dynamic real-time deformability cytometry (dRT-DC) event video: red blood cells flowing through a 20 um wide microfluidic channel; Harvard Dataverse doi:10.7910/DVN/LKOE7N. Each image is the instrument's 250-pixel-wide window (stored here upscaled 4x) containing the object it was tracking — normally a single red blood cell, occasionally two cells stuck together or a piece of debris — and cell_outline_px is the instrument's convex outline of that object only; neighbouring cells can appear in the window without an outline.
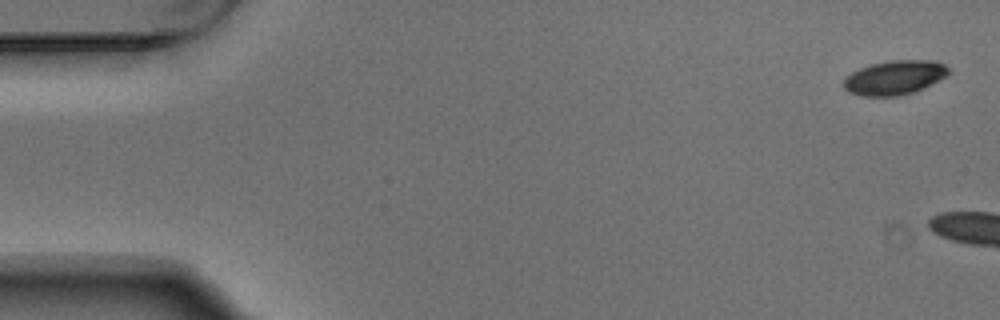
{"species": "Egyptian fruit bat (a non-hibernating species)", "species_latin": "Rousettus aegyptiacus", "temperature_condition": "warm", "stored_images_in_passage": 2, "camera_frame_rate_fps": 3000, "um_per_image_px": 0.085, "animal": {"sex": "male"}, "frame": {"image": 1, "passage_image": 1, "time_ms": 0.0, "image_size_px": [1000, 320], "cell_outline_px": [[948, 72], [944, 76], [912, 92], [900, 96], [860, 96], [848, 92], [844, 88], [844, 80], [852, 72], [860, 68], [872, 64], [892, 60], [932, 60], [944, 64], [948, 68]], "centroid_in_image_um": [75.98, 6.59], "position_along_channel_um": 9.0, "area_um2": 20.46}}